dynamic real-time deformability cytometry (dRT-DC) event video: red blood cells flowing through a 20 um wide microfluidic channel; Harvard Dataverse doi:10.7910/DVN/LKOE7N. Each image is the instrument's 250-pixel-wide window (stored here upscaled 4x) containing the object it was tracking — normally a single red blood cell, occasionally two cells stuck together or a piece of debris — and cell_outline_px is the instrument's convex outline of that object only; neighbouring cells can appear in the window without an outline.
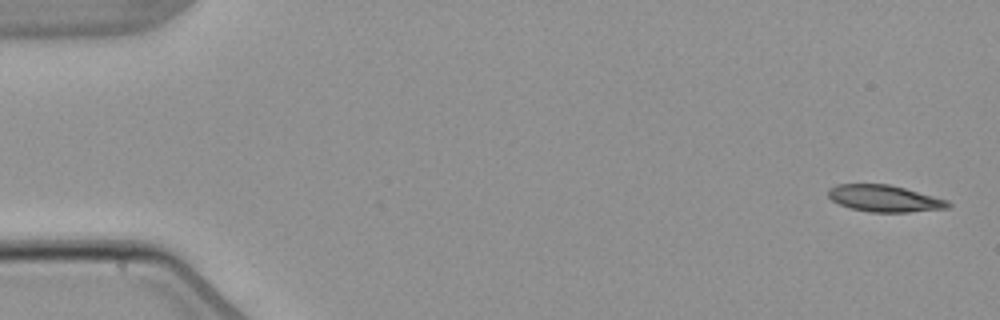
{"species": "common noctule bat (a hibernating species)", "species_latin": "Nyctalus noctula", "temperature_condition": "warm", "stored_images_in_passage": 5, "camera_frame_rate_fps": 3000, "um_per_image_px": 0.085, "animal": {"sex": "male", "body_mass_g": 21.5, "forearm_length_mm": 52.0}, "frame": {"image": 1, "passage_image": 1, "time_ms": 0.0, "image_size_px": [1000, 320], "cell_outline_px": [[952, 204], [948, 208], [908, 212], [872, 212], [852, 208], [840, 204], [832, 200], [828, 196], [828, 188], [836, 184], [888, 184], [904, 188], [948, 200]], "centroid_in_image_um": [75.18, 16.86], "position_along_channel_um": 9.8, "area_um2": 18.5}}
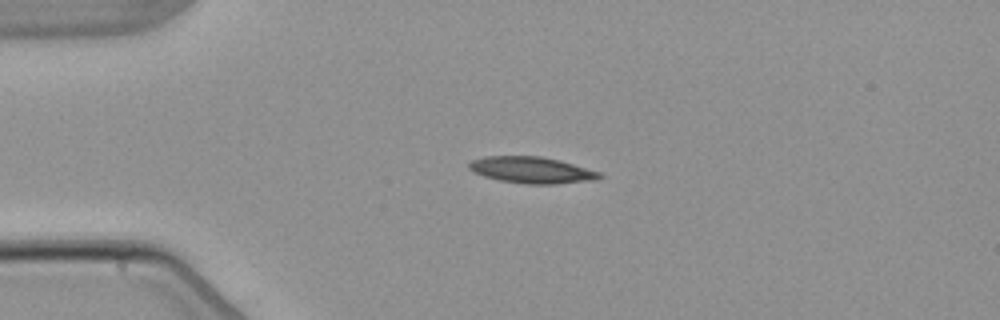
{"frame": {"image": 2, "passage_image": 4, "time_ms": 3.667, "image_size_px": [1000, 320], "cell_outline_px": [[604, 176], [596, 180], [556, 184], [524, 184], [500, 180], [484, 176], [472, 172], [468, 168], [468, 164], [472, 160], [484, 156], [540, 156], [560, 160], [600, 172]], "centroid_in_image_um": [45.19, 14.45], "position_along_channel_um": 39.8, "area_um2": 20.23}}